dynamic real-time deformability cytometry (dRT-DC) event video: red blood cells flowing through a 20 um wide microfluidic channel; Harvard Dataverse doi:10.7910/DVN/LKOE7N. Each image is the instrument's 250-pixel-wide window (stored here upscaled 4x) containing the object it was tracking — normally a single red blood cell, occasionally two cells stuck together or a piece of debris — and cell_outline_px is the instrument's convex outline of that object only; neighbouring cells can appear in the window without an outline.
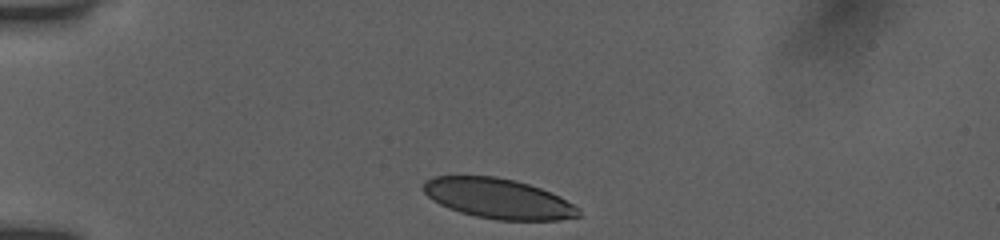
{"species": "human", "species_latin": "Homo sapiens", "temperature_condition": "room temperature", "stored_images_in_passage": 33, "camera_frame_rate_fps": 3000, "um_per_image_px": 0.085, "donor": {"sex": "female"}, "frame": {"image": 1, "passage_image": 1, "time_ms": 0.0, "image_size_px": [1000, 240], "cell_outline_px": [[580, 216], [560, 220], [496, 220], [476, 216], [460, 212], [448, 208], [432, 200], [424, 192], [424, 180], [432, 176], [496, 176], [516, 180], [540, 188], [580, 208]], "centroid_in_image_um": [42.32, 16.87], "position_along_channel_um": 42.7, "area_um2": 36.07}}
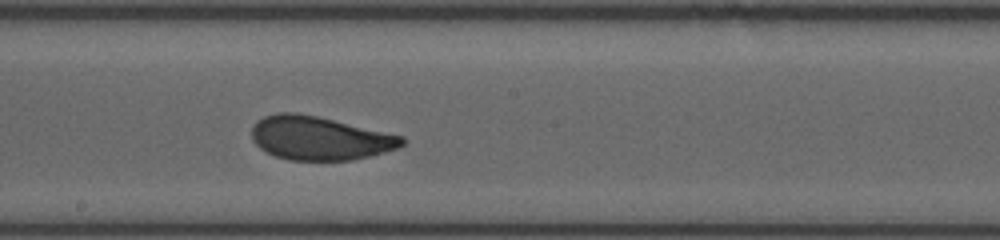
{"frame": {"image": 2, "passage_image": 18, "time_ms": 5.667, "image_size_px": [1000, 240], "cell_outline_px": [[404, 144], [400, 148], [352, 160], [288, 160], [264, 152], [252, 140], [252, 128], [256, 120], [264, 116], [276, 112], [296, 112], [316, 116], [404, 136]], "centroid_in_image_um": [27.14, 11.74], "position_along_channel_um": 221.1, "area_um2": 38.26}}
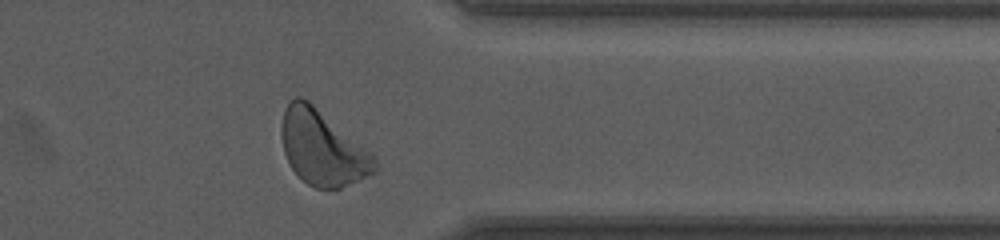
{"frame": {"image": 3, "passage_image": 31, "time_ms": 10.0, "image_size_px": [1000, 240], "cell_outline_px": [[376, 172], [340, 188], [316, 188], [308, 184], [292, 168], [284, 152], [280, 136], [280, 124], [284, 108], [296, 96], [300, 96], [308, 100], [376, 156]], "centroid_in_image_um": [27.39, 12.55], "position_along_channel_um": 384.0, "area_um2": 40.4}, "authors_computed_cell_mechanics": {"area_um2": 38.148, "velocity_mm_per_s": 3.8794, "shape_relaxation_time_tau1_ms": 3.2438, "shape_relaxation_time_tau2_ms": null, "deformation_change_tau1": 0.13, "deformation_change_tau2": null}}